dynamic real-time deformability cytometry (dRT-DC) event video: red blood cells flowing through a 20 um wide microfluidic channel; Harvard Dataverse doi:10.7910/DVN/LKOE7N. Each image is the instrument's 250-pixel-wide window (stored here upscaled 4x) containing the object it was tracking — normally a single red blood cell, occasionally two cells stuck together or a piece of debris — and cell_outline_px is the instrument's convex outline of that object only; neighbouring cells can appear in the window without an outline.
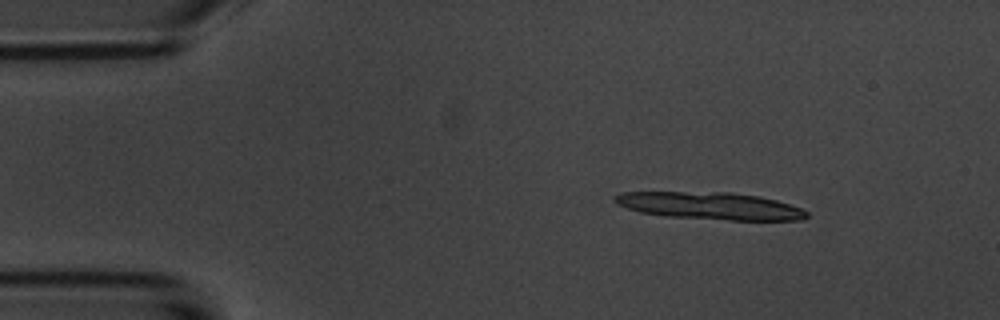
{"species": "common noctule bat (a hibernating species)", "species_latin": "Nyctalus noctula", "temperature_condition": "room temperature", "stored_images_in_passage": 4, "camera_frame_rate_fps": 3000, "um_per_image_px": 0.085, "animal": {"sex": "male", "body_mass_g": 20.1, "forearm_length_mm": 53.5}, "frame": {"image": 1, "passage_image": 2, "time_ms": 1.0, "image_size_px": [1000, 320], "cell_outline_px": [[808, 216], [804, 220], [728, 220], [664, 216], [640, 212], [616, 204], [612, 200], [612, 196], [620, 192], [732, 192], [760, 196], [776, 200], [800, 208], [808, 212]], "centroid_in_image_um": [60.33, 17.49], "position_along_channel_um": 24.7, "area_um2": 30.69}}